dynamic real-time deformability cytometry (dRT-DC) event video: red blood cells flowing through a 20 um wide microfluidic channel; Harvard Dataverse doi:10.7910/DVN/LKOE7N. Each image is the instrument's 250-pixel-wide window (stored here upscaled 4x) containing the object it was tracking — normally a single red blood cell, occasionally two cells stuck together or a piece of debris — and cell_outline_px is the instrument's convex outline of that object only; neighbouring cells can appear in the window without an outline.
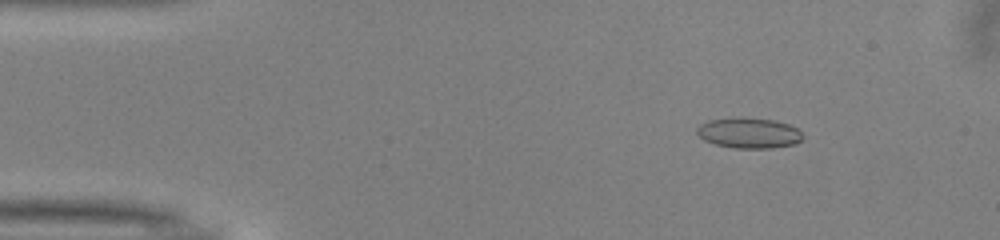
{"species": "common noctule bat (a hibernating species)", "species_latin": "Nyctalus noctula", "temperature_condition": "warm", "stored_images_in_passage": 50, "camera_frame_rate_fps": 3000, "um_per_image_px": 0.085, "animal": {"sex": "male", "body_mass_g": 13.0, "forearm_length_mm": 53.1}, "frame": {"image": 1, "passage_image": 6, "time_ms": 1.667, "image_size_px": [1000, 240], "cell_outline_px": [[804, 136], [796, 144], [772, 148], [732, 148], [716, 144], [704, 140], [696, 132], [696, 128], [700, 124], [708, 120], [740, 116], [776, 120], [788, 124], [796, 128]], "centroid_in_image_um": [63.65, 11.29], "position_along_channel_um": 21.4, "area_um2": 19.07}}
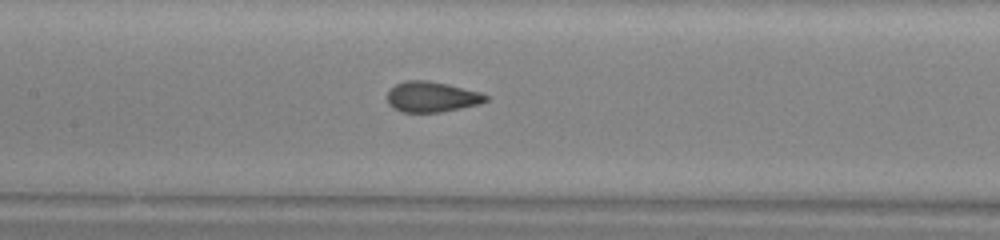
{"frame": {"image": 2, "passage_image": 23, "time_ms": 7.333, "image_size_px": [1000, 240], "cell_outline_px": [[488, 100], [480, 104], [440, 112], [400, 112], [392, 108], [388, 104], [388, 92], [396, 84], [408, 80], [428, 80], [448, 84], [480, 92], [488, 96]], "centroid_in_image_um": [36.7, 8.23], "position_along_channel_um": 170.7, "area_um2": 17.51}}
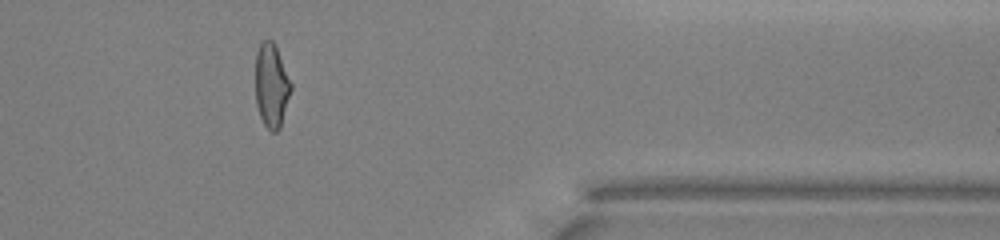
{"frame": {"image": 3, "passage_image": 41, "time_ms": 13.333, "image_size_px": [1000, 240], "cell_outline_px": [[292, 88], [280, 128], [276, 132], [272, 132], [264, 124], [260, 116], [256, 104], [256, 52], [260, 40], [272, 40], [276, 44], [292, 84]], "centroid_in_image_um": [23.08, 7.23], "position_along_channel_um": 388.3, "area_um2": 17.57}, "authors_computed_cell_mechanics": {"area_um2": 17.8891, "velocity_mm_per_s": 4.0097, "shape_relaxation_time_tau1_ms": 6.8087, "shape_relaxation_time_tau2_ms": 0.8331, "deformation_change_tau1": 0.1663, "deformation_change_tau2": 0.0613}}